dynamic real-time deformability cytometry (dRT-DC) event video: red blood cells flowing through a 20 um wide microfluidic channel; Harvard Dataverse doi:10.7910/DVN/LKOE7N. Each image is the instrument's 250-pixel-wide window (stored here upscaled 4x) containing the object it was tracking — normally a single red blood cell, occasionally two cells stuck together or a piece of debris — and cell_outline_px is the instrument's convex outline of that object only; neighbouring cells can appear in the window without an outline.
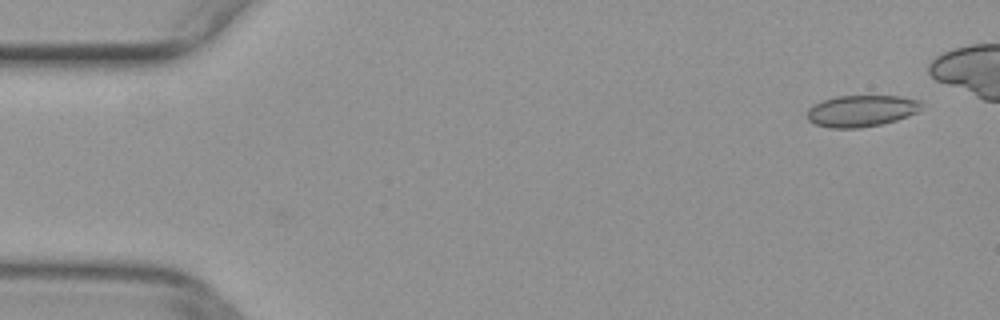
{"species": "common noctule bat (a hibernating species)", "species_latin": "Nyctalus noctula", "temperature_condition": "warm", "stored_images_in_passage": 44, "camera_frame_rate_fps": 3000, "um_per_image_px": 0.085, "animal": {"sex": "female", "body_mass_g": 29.2, "forearm_length_mm": 56.3}, "frame": {"image": 1, "passage_image": 1, "time_ms": 0.0, "image_size_px": [1000, 320], "cell_outline_px": [[920, 108], [916, 112], [908, 116], [896, 120], [880, 124], [860, 128], [828, 128], [816, 124], [808, 120], [808, 108], [812, 104], [836, 96], [900, 96], [916, 100], [920, 104]], "centroid_in_image_um": [73.16, 9.43], "position_along_channel_um": 11.8, "area_um2": 20.81}}
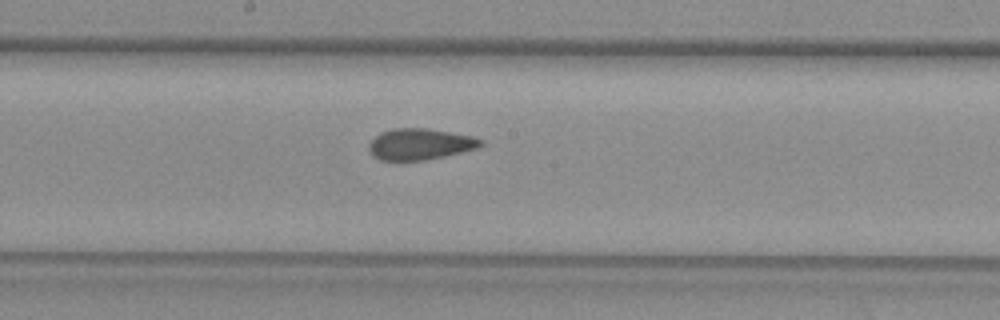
{"frame": {"image": 2, "passage_image": 25, "time_ms": 8.0, "image_size_px": [1000, 320], "cell_outline_px": [[484, 144], [476, 148], [444, 156], [424, 160], [380, 160], [372, 156], [368, 148], [368, 144], [380, 132], [396, 128], [428, 128], [472, 136], [484, 140]], "centroid_in_image_um": [35.68, 12.25], "position_along_channel_um": 212.5, "area_um2": 20.29}}
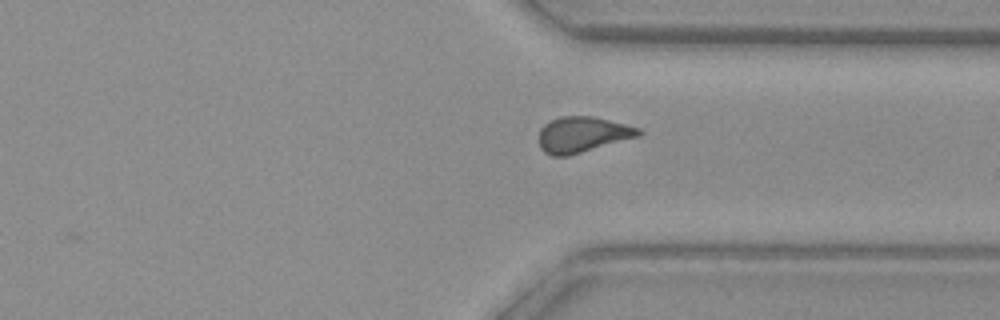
{"frame": {"image": 3, "passage_image": 36, "time_ms": 11.667, "image_size_px": [1000, 320], "cell_outline_px": [[644, 132], [640, 136], [568, 156], [552, 156], [544, 152], [540, 148], [540, 128], [548, 120], [560, 116], [592, 116], [640, 128]], "centroid_in_image_um": [49.5, 11.43], "position_along_channel_um": 361.9, "area_um2": 20.81}}